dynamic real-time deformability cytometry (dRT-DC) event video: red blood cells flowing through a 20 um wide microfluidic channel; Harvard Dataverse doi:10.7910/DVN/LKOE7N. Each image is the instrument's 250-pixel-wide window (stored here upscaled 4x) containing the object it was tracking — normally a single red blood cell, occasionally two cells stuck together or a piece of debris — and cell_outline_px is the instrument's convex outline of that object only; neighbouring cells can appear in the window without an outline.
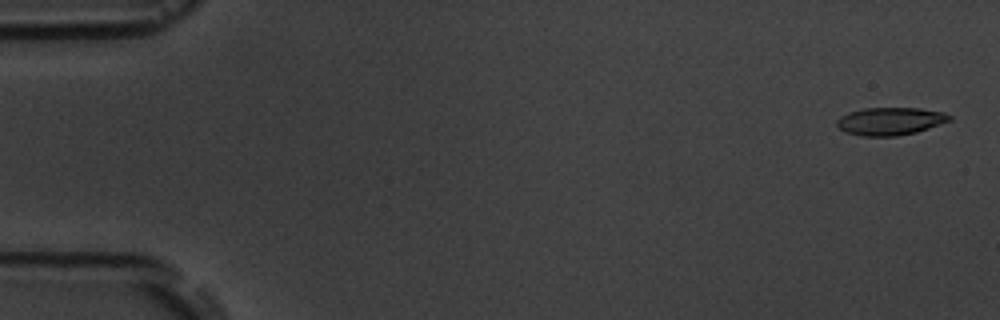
{"species": "common noctule bat (a hibernating species)", "species_latin": "Nyctalus noctula", "temperature_condition": "room temperature", "stored_images_in_passage": 6, "camera_frame_rate_fps": 3000, "um_per_image_px": 0.085, "animal": {"sex": "male", "body_mass_g": 19.5, "forearm_length_mm": 54.6}, "frame": {"image": 1, "passage_image": 1, "time_ms": 0.0, "image_size_px": [1000, 320], "cell_outline_px": [[952, 120], [916, 132], [896, 136], [860, 136], [844, 132], [836, 124], [836, 120], [840, 116], [848, 112], [864, 108], [920, 108], [944, 112], [952, 116]], "centroid_in_image_um": [75.65, 10.3], "position_along_channel_um": 9.3, "area_um2": 18.32}}
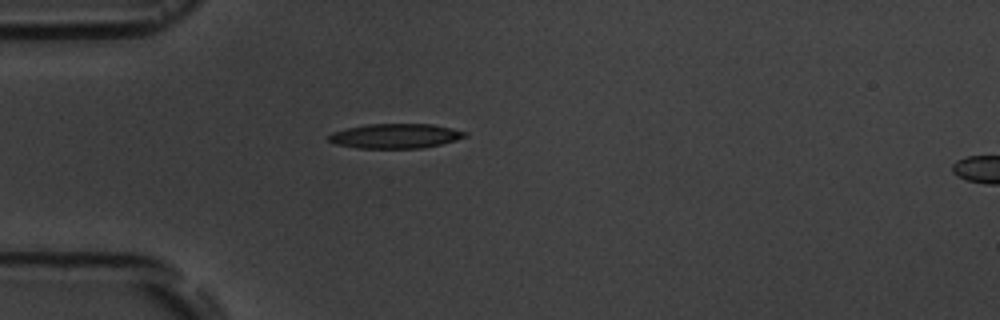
{"frame": {"image": 2, "passage_image": 5, "time_ms": 4.667, "image_size_px": [1000, 320], "cell_outline_px": [[468, 136], [456, 140], [440, 144], [420, 148], [356, 148], [336, 144], [328, 140], [328, 136], [332, 132], [348, 128], [368, 124], [432, 124], [452, 128], [468, 132]], "centroid_in_image_um": [33.63, 11.56], "position_along_channel_um": 51.4, "area_um2": 19.54}}